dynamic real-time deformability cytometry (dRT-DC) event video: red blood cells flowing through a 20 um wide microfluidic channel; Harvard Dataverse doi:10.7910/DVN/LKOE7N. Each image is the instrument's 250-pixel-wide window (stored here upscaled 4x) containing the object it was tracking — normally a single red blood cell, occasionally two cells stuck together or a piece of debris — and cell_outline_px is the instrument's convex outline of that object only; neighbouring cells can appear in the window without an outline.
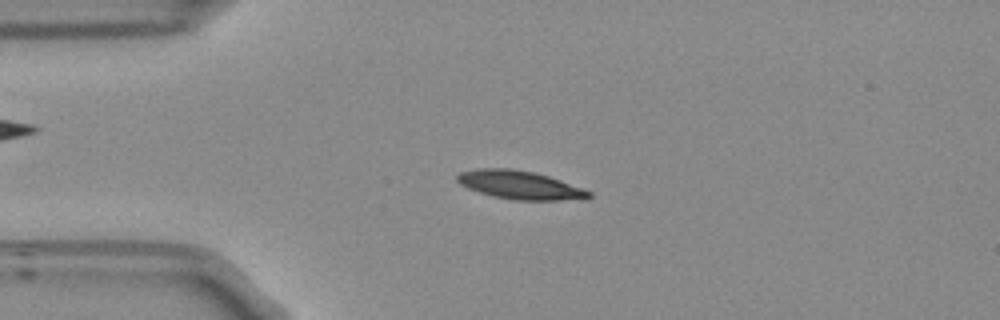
{"species": "Egyptian fruit bat (a non-hibernating species)", "species_latin": "Rousettus aegyptiacus", "temperature_condition": "room temperature", "stored_images_in_passage": 53, "camera_frame_rate_fps": 3000, "um_per_image_px": 0.085, "frame": {"image": 1, "passage_image": 12, "time_ms": 3.667, "image_size_px": [1000, 320], "cell_outline_px": [[592, 196], [560, 200], [516, 200], [492, 196], [468, 188], [460, 184], [456, 180], [456, 176], [460, 172], [480, 168], [512, 168], [532, 172], [548, 176], [560, 180], [592, 192]], "centroid_in_image_um": [44.12, 15.71], "position_along_channel_um": 40.9, "area_um2": 21.44}}
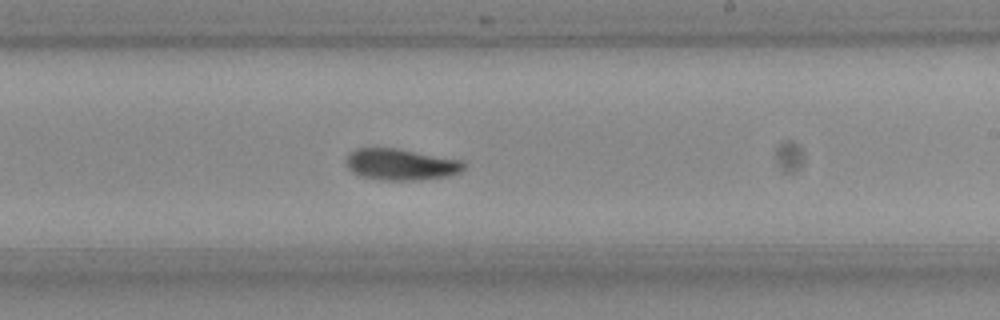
{"frame": {"image": 2, "passage_image": 31, "time_ms": 10.0, "image_size_px": [1000, 320], "cell_outline_px": [[468, 164], [460, 172], [448, 176], [420, 180], [380, 180], [360, 176], [352, 172], [348, 168], [348, 152], [356, 148], [396, 148], [464, 160]], "centroid_in_image_um": [34.12, 13.98], "position_along_channel_um": 254.9, "area_um2": 21.73}}
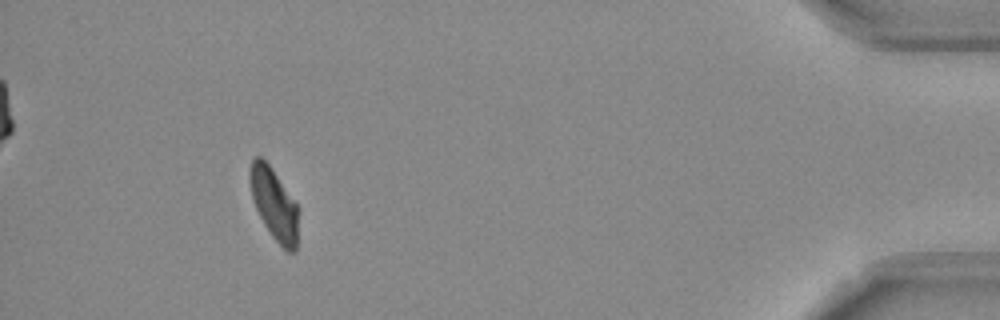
{"frame": {"image": 3, "passage_image": 49, "time_ms": 16.0, "image_size_px": [1000, 320], "cell_outline_px": [[300, 208], [296, 252], [288, 252], [272, 236], [264, 224], [256, 208], [252, 196], [248, 176], [252, 160], [256, 156], [260, 156], [268, 164]], "centroid_in_image_um": [23.33, 17.37], "position_along_channel_um": 411.9, "area_um2": 20.23}, "authors_computed_cell_mechanics": {"area_um2": 21.097, "velocity_mm_per_s": 3.72, "shape_relaxation_time_tau1_ms": 4.0893, "shape_relaxation_time_tau2_ms": 3.1916, "deformation_change_tau1": 0.1183, "deformation_change_tau2": 0.0826}}